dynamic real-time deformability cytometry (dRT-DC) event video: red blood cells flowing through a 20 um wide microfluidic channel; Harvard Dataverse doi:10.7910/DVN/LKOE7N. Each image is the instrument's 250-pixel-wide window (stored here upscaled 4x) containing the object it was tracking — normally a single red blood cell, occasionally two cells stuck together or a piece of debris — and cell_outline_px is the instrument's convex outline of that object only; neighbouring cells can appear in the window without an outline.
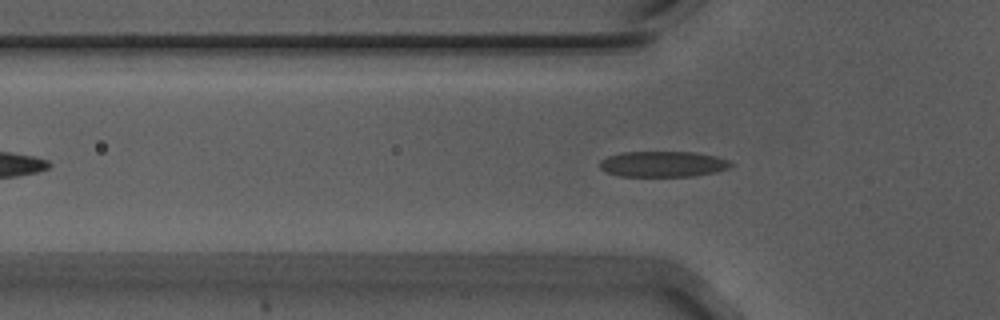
{"species": "Egyptian fruit bat (a non-hibernating species)", "species_latin": "Rousettus aegyptiacus", "temperature_condition": "warm", "stored_images_in_passage": 49, "camera_frame_rate_fps": 3000, "um_per_image_px": 0.085, "animal": {"sex": "male"}, "frame": {"image": 1, "passage_image": 12, "time_ms": 3.667, "image_size_px": [1000, 320], "cell_outline_px": [[732, 164], [728, 168], [712, 172], [692, 176], [620, 176], [604, 172], [600, 168], [600, 160], [608, 156], [624, 152], [692, 152], [716, 156], [728, 160]], "centroid_in_image_um": [56.29, 13.94], "position_along_channel_um": 69.5, "area_um2": 19.48}}
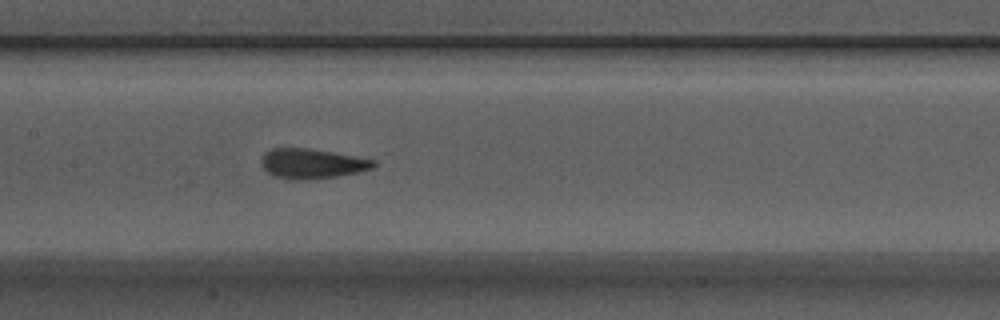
{"frame": {"image": 2, "passage_image": 21, "time_ms": 6.667, "image_size_px": [1000, 320], "cell_outline_px": [[376, 164], [372, 168], [356, 172], [336, 176], [308, 180], [292, 180], [272, 176], [260, 164], [260, 160], [264, 152], [272, 148], [308, 148], [356, 156], [376, 160]], "centroid_in_image_um": [26.47, 13.91], "position_along_channel_um": 180.9, "area_um2": 19.65}}
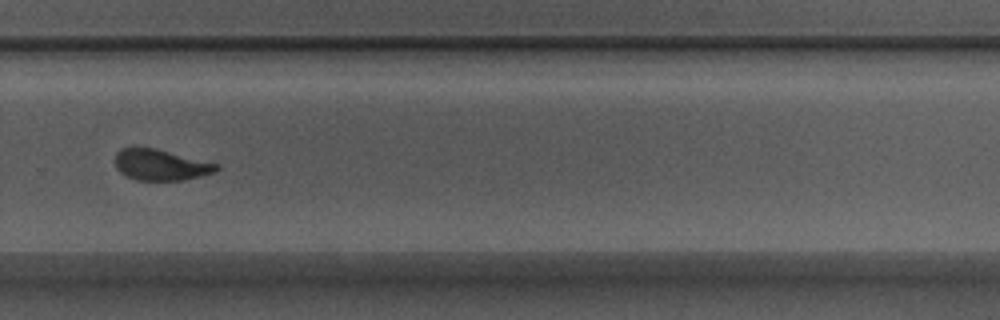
{"frame": {"image": 3, "passage_image": 32, "time_ms": 10.333, "image_size_px": [1000, 320], "cell_outline_px": [[220, 168], [212, 172], [200, 176], [184, 180], [136, 180], [120, 172], [116, 168], [116, 152], [120, 148], [156, 148], [220, 164]], "centroid_in_image_um": [13.67, 14.01], "position_along_channel_um": 316.1, "area_um2": 18.21}, "authors_computed_cell_mechanics": {"area_um2": 19.4786, "velocity_mm_per_s": 3.7018, "shape_relaxation_time_tau1_ms": 5.3959, "shape_relaxation_time_tau2_ms": 1.0262, "deformation_change_tau1": 0.1541, "deformation_change_tau2": 0.0567}}